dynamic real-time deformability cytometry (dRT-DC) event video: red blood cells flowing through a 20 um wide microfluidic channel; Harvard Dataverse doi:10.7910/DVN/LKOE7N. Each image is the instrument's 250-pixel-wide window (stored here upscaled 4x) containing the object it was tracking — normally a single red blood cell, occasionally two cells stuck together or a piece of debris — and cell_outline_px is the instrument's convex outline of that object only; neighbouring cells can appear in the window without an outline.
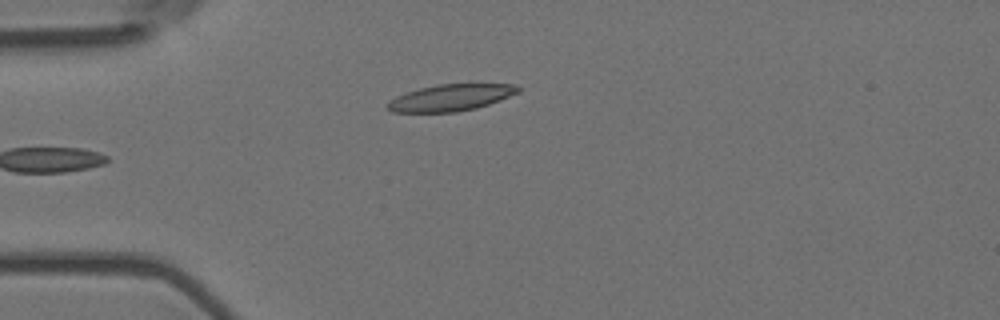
{"species": "Egyptian fruit bat (a non-hibernating species)", "species_latin": "Rousettus aegyptiacus", "temperature_condition": "room temperature", "stored_images_in_passage": 4, "camera_frame_rate_fps": 3000, "um_per_image_px": 0.085, "animal": {"sex": "female"}, "frame": {"image": 1, "passage_image": 4, "time_ms": 1.0, "image_size_px": [1000, 320], "cell_outline_px": [[520, 92], [500, 100], [476, 108], [456, 112], [392, 112], [388, 108], [388, 104], [396, 96], [420, 88], [440, 84], [520, 84]], "centroid_in_image_um": [38.38, 8.29], "position_along_channel_um": 46.6, "area_um2": 20.06}}